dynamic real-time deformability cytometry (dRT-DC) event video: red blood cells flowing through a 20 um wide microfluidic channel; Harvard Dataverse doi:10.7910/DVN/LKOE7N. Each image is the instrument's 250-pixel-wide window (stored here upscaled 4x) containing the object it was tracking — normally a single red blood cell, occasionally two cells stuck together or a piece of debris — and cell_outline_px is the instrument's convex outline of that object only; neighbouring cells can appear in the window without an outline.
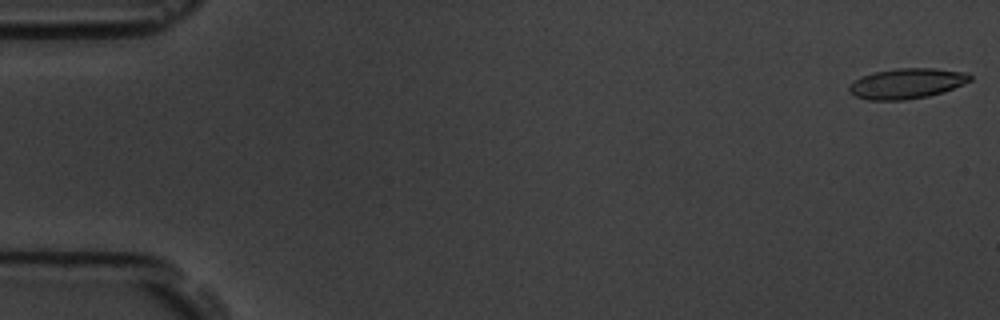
{"species": "common noctule bat (a hibernating species)", "species_latin": "Nyctalus noctula", "temperature_condition": "room temperature", "stored_images_in_passage": 6, "camera_frame_rate_fps": 3000, "um_per_image_px": 0.085, "animal": {"sex": "male", "body_mass_g": 19.5, "forearm_length_mm": 54.6}, "frame": {"image": 1, "passage_image": 1, "time_ms": 0.0, "image_size_px": [1000, 320], "cell_outline_px": [[972, 80], [964, 84], [944, 92], [928, 96], [904, 100], [868, 100], [856, 96], [848, 92], [848, 88], [852, 80], [872, 72], [896, 68], [936, 68], [968, 72], [972, 76]], "centroid_in_image_um": [77.08, 7.09], "position_along_channel_um": 7.9, "area_um2": 21.73}}
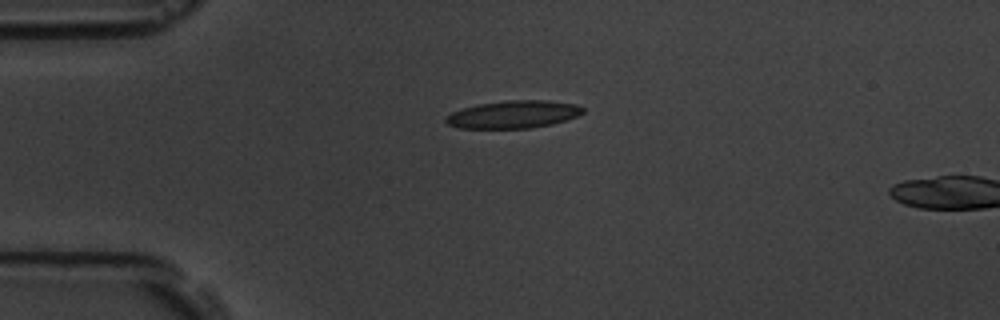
{"frame": {"image": 2, "passage_image": 5, "time_ms": 4.333, "image_size_px": [1000, 320], "cell_outline_px": [[584, 112], [580, 116], [552, 124], [528, 128], [460, 128], [448, 124], [444, 120], [444, 116], [452, 112], [464, 108], [480, 104], [508, 100], [544, 100], [576, 104], [584, 108]], "centroid_in_image_um": [43.66, 9.72], "position_along_channel_um": 41.3, "area_um2": 22.02}}